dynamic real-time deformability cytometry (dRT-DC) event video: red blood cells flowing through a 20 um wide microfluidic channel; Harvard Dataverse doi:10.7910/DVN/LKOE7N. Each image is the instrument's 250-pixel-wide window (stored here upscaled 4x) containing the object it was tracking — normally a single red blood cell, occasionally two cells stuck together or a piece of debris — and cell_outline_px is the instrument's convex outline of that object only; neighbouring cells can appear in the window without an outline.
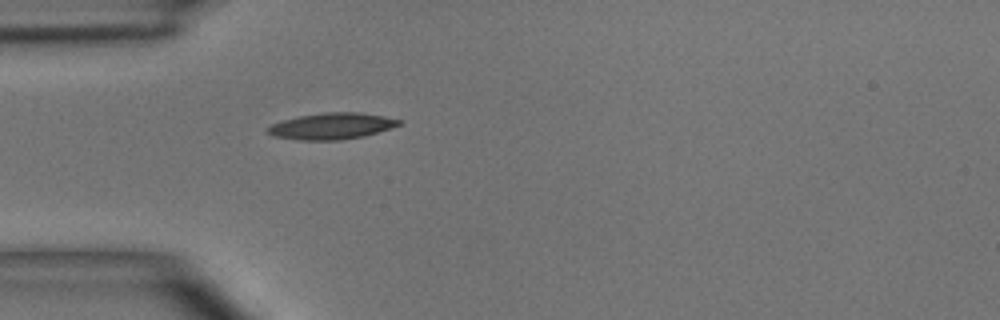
{"species": "common noctule bat (a hibernating species)", "species_latin": "Nyctalus noctula", "temperature_condition": "room temperature", "stored_images_in_passage": 1, "camera_frame_rate_fps": 3000, "um_per_image_px": 0.085, "animal": {"sex": "male", "body_mass_g": 15.6}, "frame": {"image": 1, "passage_image": 1, "time_ms": 0.0, "image_size_px": [1000, 320], "cell_outline_px": [[404, 120], [400, 124], [392, 128], [364, 136], [340, 140], [300, 140], [272, 136], [264, 128], [272, 124], [284, 120], [300, 116], [324, 112], [360, 112], [384, 116]], "centroid_in_image_um": [28.21, 10.72], "position_along_channel_um": 56.8, "area_um2": 20.23}}